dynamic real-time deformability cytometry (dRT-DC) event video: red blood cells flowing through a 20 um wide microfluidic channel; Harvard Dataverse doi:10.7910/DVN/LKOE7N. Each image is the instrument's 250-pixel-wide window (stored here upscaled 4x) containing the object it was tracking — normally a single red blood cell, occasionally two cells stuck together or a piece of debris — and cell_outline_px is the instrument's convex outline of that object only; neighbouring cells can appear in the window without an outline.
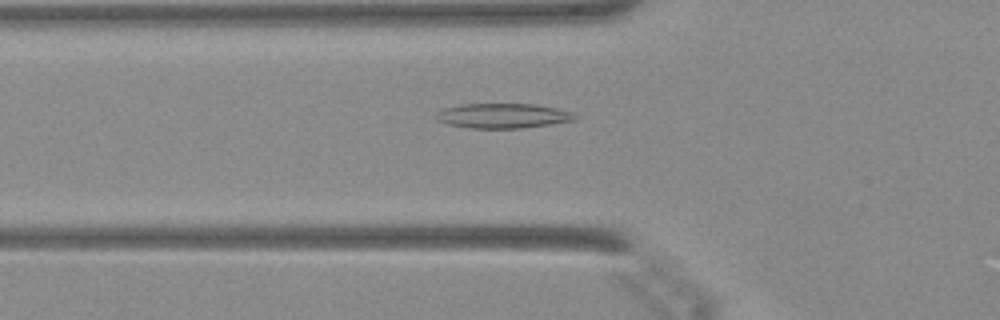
{"species": "Egyptian fruit bat (a non-hibernating species)", "species_latin": "Rousettus aegyptiacus", "temperature_condition": "warm", "stored_images_in_passage": 47, "camera_frame_rate_fps": 3000, "um_per_image_px": 0.085, "animal": {"sex": "female"}, "frame": {"image": 1, "passage_image": 16, "time_ms": 5.0, "image_size_px": [1000, 320], "cell_outline_px": [[580, 116], [576, 120], [524, 128], [468, 128], [448, 124], [436, 120], [436, 112], [444, 108], [460, 104], [536, 104], [556, 108], [572, 112]], "centroid_in_image_um": [42.76, 9.84], "position_along_channel_um": 83.0, "area_um2": 20.23}}
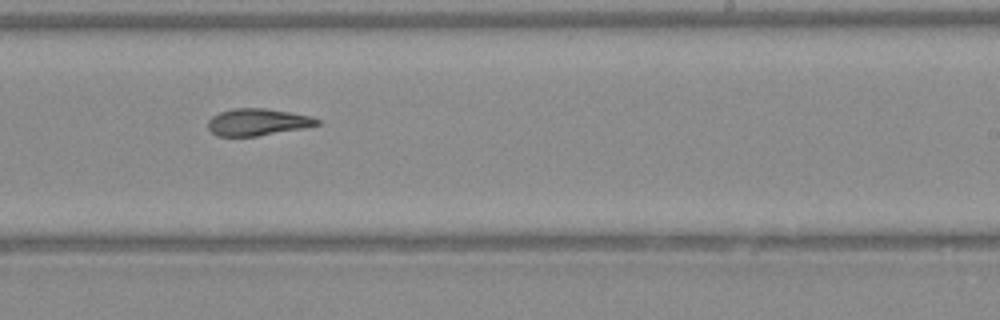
{"frame": {"image": 2, "passage_image": 29, "time_ms": 9.333, "image_size_px": [1000, 320], "cell_outline_px": [[324, 124], [304, 128], [256, 136], [216, 136], [208, 128], [208, 120], [212, 116], [220, 112], [232, 108], [264, 108], [292, 112], [312, 116], [324, 120]], "centroid_in_image_um": [21.97, 10.37], "position_along_channel_um": 267.0, "area_um2": 17.46}}
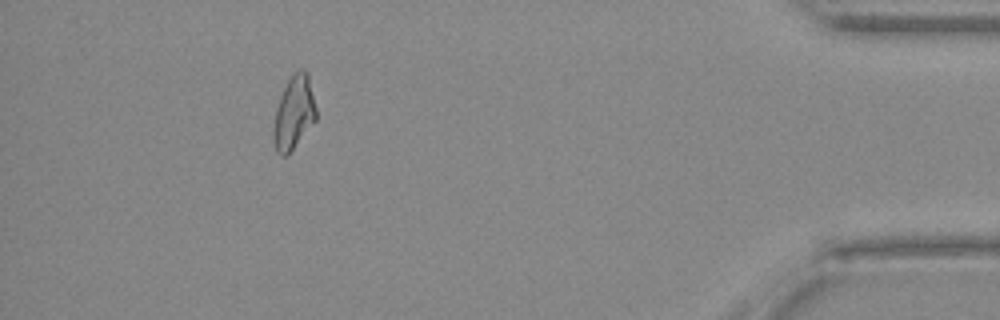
{"frame": {"image": 3, "passage_image": 43, "time_ms": 14.0, "image_size_px": [1000, 320], "cell_outline_px": [[316, 120], [288, 156], [280, 156], [276, 152], [272, 136], [272, 128], [276, 108], [280, 96], [292, 72], [300, 68], [304, 68], [308, 72], [316, 108]], "centroid_in_image_um": [24.97, 9.59], "position_along_channel_um": 410.2, "area_um2": 18.67}}